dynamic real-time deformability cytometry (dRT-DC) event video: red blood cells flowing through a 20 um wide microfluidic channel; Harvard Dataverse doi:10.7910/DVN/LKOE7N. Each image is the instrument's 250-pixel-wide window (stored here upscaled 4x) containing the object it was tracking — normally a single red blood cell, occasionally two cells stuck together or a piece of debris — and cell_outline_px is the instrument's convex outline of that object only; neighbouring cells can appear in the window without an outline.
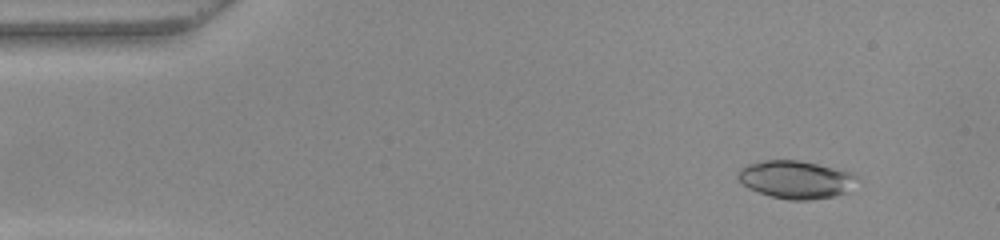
{"species": "common noctule bat (a hibernating species)", "species_latin": "Nyctalus noctula", "temperature_condition": "warm", "stored_images_in_passage": 15, "camera_frame_rate_fps": 3000, "um_per_image_px": 0.085, "animal": {"sex": "female", "body_mass_g": 22.0, "forearm_length_mm": 56.7}, "frame": {"image": 1, "passage_image": 5, "time_ms": 1.333, "image_size_px": [1000, 240], "cell_outline_px": [[860, 176], [844, 192], [832, 196], [808, 200], [788, 200], [772, 196], [748, 188], [736, 176], [740, 168], [748, 164], [764, 160], [796, 160], [816, 164], [852, 172]], "centroid_in_image_um": [67.62, 15.25], "position_along_channel_um": 17.4, "area_um2": 25.84}}